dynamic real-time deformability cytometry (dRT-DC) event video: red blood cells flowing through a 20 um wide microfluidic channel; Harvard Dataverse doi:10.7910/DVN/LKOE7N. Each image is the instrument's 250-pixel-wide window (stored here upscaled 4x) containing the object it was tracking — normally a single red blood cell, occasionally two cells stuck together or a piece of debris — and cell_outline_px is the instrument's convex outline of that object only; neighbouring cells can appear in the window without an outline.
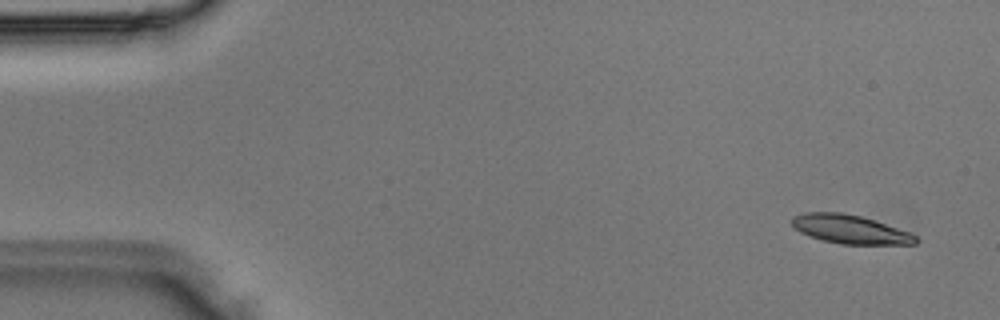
{"species": "Egyptian fruit bat (a non-hibernating species)", "species_latin": "Rousettus aegyptiacus", "temperature_condition": "room temperature", "stored_images_in_passage": 4, "camera_frame_rate_fps": 3000, "um_per_image_px": 0.085, "animal": {"sex": "male"}, "frame": {"image": 1, "passage_image": 1, "time_ms": 0.0, "image_size_px": [1000, 320], "cell_outline_px": [[920, 240], [916, 244], [840, 244], [824, 240], [800, 232], [792, 224], [792, 216], [804, 212], [844, 212], [860, 216], [908, 232], [916, 236]], "centroid_in_image_um": [72.24, 19.48], "position_along_channel_um": 12.8, "area_um2": 20.4}}